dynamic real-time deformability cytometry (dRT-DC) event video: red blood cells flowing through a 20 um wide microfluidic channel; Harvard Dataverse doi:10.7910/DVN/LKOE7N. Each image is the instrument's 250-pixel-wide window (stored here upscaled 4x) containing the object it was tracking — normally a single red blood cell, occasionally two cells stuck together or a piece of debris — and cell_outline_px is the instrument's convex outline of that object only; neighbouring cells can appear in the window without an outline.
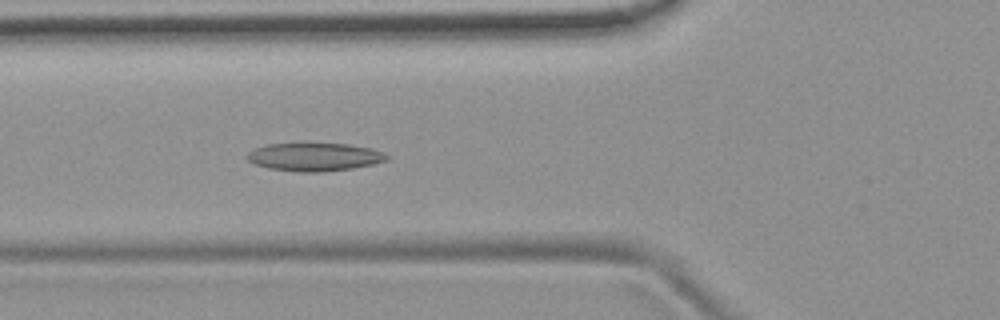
{"species": "common noctule bat (a hibernating species)", "species_latin": "Nyctalus noctula", "temperature_condition": "room temperature", "stored_images_in_passage": 54, "camera_frame_rate_fps": 3000, "um_per_image_px": 0.085, "animal": {"sex": "female", "body_mass_g": 19.9}, "frame": {"image": 1, "passage_image": 20, "time_ms": 6.333, "image_size_px": [1000, 320], "cell_outline_px": [[392, 156], [388, 160], [372, 164], [352, 168], [324, 172], [296, 172], [268, 168], [256, 164], [248, 160], [244, 156], [248, 152], [256, 148], [268, 144], [300, 140], [304, 140], [348, 144], [372, 148], [384, 152]], "centroid_in_image_um": [26.73, 13.28], "position_along_channel_um": 99.1, "area_um2": 24.16}}
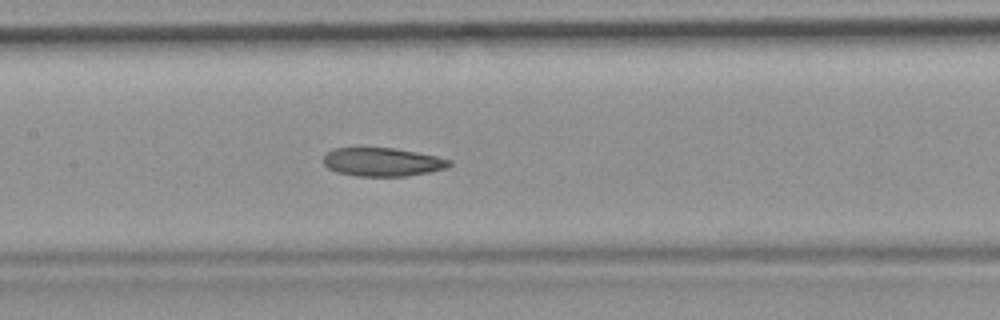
{"frame": {"image": 2, "passage_image": 26, "time_ms": 8.333, "image_size_px": [1000, 320], "cell_outline_px": [[452, 164], [448, 168], [428, 172], [404, 176], [356, 176], [336, 172], [328, 168], [324, 164], [324, 156], [332, 148], [396, 148], [436, 156], [452, 160]], "centroid_in_image_um": [32.52, 13.77], "position_along_channel_um": 174.9, "area_um2": 20.92}}
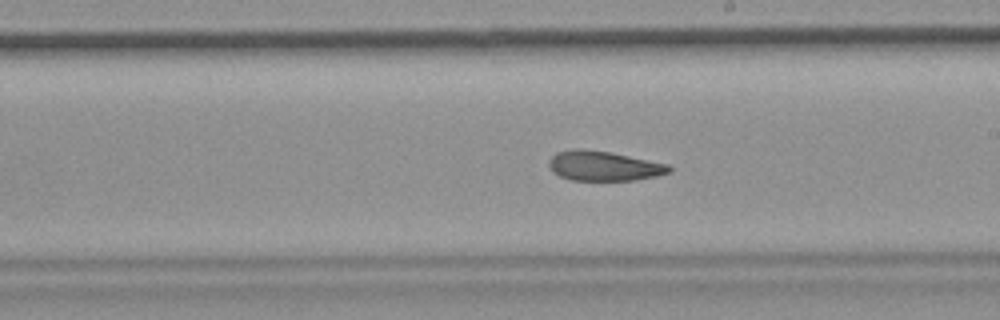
{"frame": {"image": 3, "passage_image": 31, "time_ms": 10.0, "image_size_px": [1000, 320], "cell_outline_px": [[672, 172], [656, 176], [636, 180], [572, 180], [560, 176], [552, 172], [548, 164], [548, 160], [556, 152], [576, 148], [580, 148], [608, 152], [668, 164], [672, 168]], "centroid_in_image_um": [51.3, 14.11], "position_along_channel_um": 237.7, "area_um2": 20.81}, "authors_computed_cell_mechanics": {"area_um2": 22.5131, "velocity_mm_per_s": 3.7873, "shape_relaxation_time_tau1_ms": null, "shape_relaxation_time_tau2_ms": 6.4714, "deformation_change_tau1": null, "deformation_change_tau2": 0.1309}}